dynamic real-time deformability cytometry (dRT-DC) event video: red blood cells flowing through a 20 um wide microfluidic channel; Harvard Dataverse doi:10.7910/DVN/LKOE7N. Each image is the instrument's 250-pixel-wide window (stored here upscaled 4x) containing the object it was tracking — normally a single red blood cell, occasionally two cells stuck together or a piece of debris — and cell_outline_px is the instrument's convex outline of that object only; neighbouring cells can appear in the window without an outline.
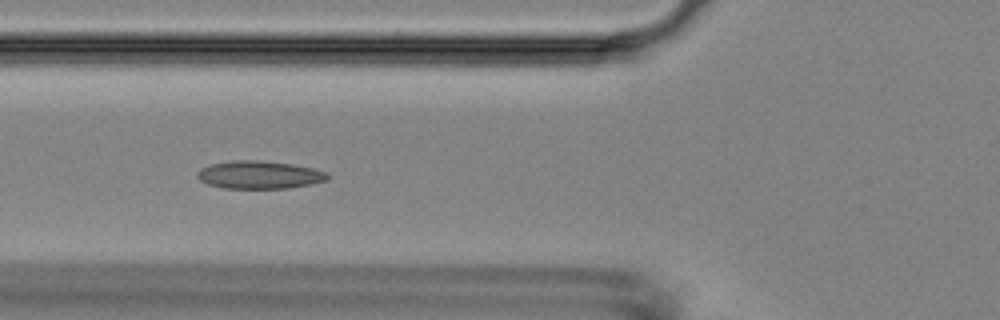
{"species": "Egyptian fruit bat (a non-hibernating species)", "species_latin": "Rousettus aegyptiacus", "temperature_condition": "room temperature", "stored_images_in_passage": 47, "camera_frame_rate_fps": 3000, "um_per_image_px": 0.085, "animal": {"sex": "female"}, "frame": {"image": 1, "passage_image": 13, "time_ms": 4.0, "image_size_px": [1000, 320], "cell_outline_px": [[328, 180], [312, 184], [288, 188], [224, 188], [208, 184], [200, 180], [196, 176], [196, 172], [200, 168], [212, 164], [232, 160], [260, 160], [292, 164], [312, 168], [328, 172]], "centroid_in_image_um": [22.04, 14.86], "position_along_channel_um": 103.8, "area_um2": 21.21}}
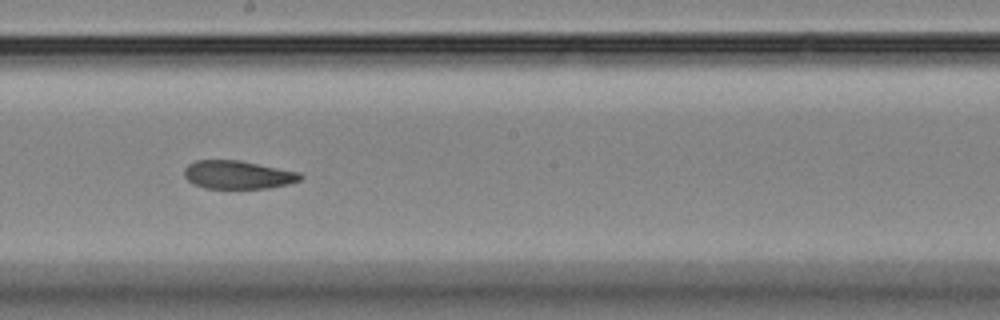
{"frame": {"image": 2, "passage_image": 23, "time_ms": 7.333, "image_size_px": [1000, 320], "cell_outline_px": [[304, 176], [300, 180], [288, 184], [268, 188], [204, 188], [192, 184], [184, 176], [184, 168], [188, 164], [196, 160], [240, 160], [300, 172]], "centroid_in_image_um": [20.21, 14.85], "position_along_channel_um": 228.0, "area_um2": 19.25}}
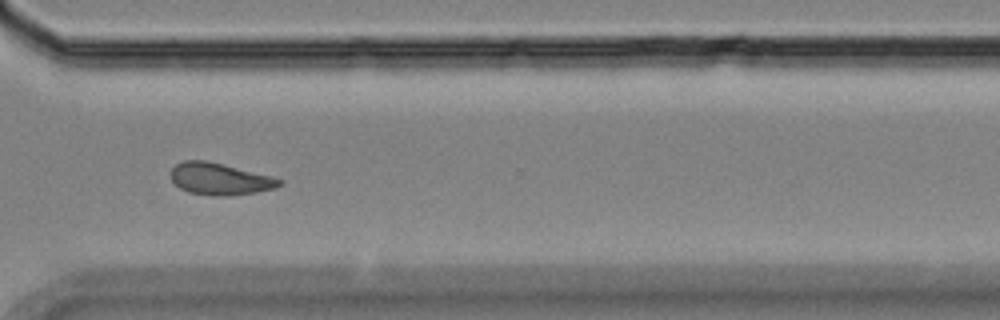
{"frame": {"image": 3, "passage_image": 33, "time_ms": 10.667, "image_size_px": [1000, 320], "cell_outline_px": [[284, 184], [276, 188], [256, 192], [228, 196], [212, 196], [188, 192], [180, 188], [172, 180], [172, 168], [176, 164], [184, 160], [204, 160], [224, 164], [272, 176], [284, 180]], "centroid_in_image_um": [18.73, 15.21], "position_along_channel_um": 351.9, "area_um2": 20.29}, "authors_computed_cell_mechanics": {"area_um2": 20.519, "velocity_mm_per_s": 3.7201, "shape_relaxation_time_tau1_ms": null, "shape_relaxation_time_tau2_ms": 6.2757, "deformation_change_tau1": null, "deformation_change_tau2": 0.117}}